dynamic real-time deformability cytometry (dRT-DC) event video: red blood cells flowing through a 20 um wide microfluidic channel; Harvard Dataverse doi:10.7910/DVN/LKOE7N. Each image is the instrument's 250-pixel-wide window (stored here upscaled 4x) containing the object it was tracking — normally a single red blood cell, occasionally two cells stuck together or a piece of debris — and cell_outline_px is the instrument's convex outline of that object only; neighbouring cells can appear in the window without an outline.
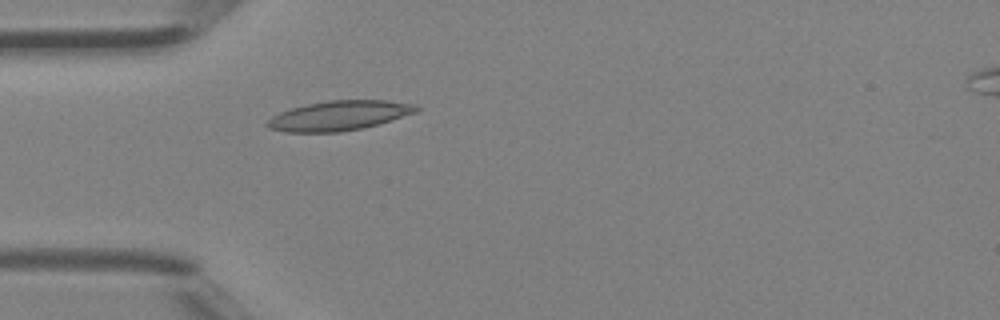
{"species": "Egyptian fruit bat (a non-hibernating species)", "species_latin": "Rousettus aegyptiacus", "temperature_condition": "room temperature", "stored_images_in_passage": 2, "camera_frame_rate_fps": 3000, "um_per_image_px": 0.085, "animal": {"sex": "female"}, "frame": {"image": 1, "passage_image": 2, "time_ms": 0.333, "image_size_px": [1000, 320], "cell_outline_px": [[420, 108], [416, 112], [364, 128], [340, 132], [284, 132], [268, 128], [264, 124], [272, 116], [280, 112], [292, 108], [308, 104], [328, 100], [388, 100], [416, 104]], "centroid_in_image_um": [28.81, 9.83], "position_along_channel_um": 56.2, "area_um2": 25.78}}